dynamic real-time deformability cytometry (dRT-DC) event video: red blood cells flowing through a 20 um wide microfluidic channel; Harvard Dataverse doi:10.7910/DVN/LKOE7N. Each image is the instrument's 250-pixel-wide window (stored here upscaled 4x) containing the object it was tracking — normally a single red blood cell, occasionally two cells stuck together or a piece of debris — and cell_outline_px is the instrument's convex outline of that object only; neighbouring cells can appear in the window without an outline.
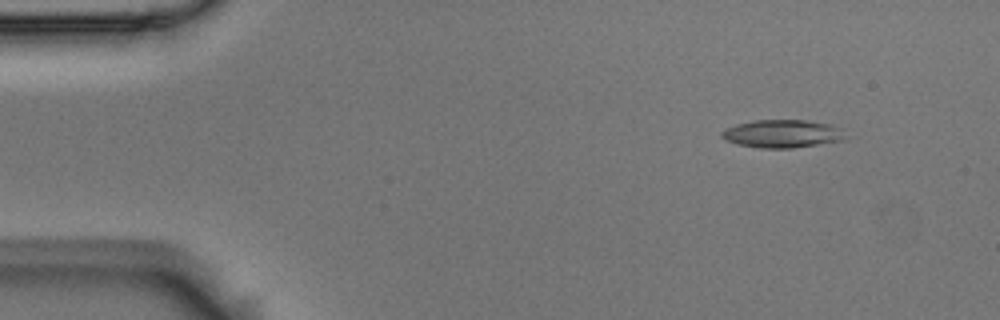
{"species": "Egyptian fruit bat (a non-hibernating species)", "species_latin": "Rousettus aegyptiacus", "temperature_condition": "room temperature", "stored_images_in_passage": 4, "camera_frame_rate_fps": 3000, "um_per_image_px": 0.085, "animal": {"sex": "male"}, "frame": {"image": 1, "passage_image": 2, "time_ms": 0.333, "image_size_px": [1000, 320], "cell_outline_px": [[848, 140], [792, 148], [760, 148], [736, 144], [724, 140], [720, 136], [720, 132], [736, 124], [752, 120], [804, 120], [828, 124], [840, 128], [848, 136]], "centroid_in_image_um": [66.51, 11.37], "position_along_channel_um": 18.5, "area_um2": 20.4}}
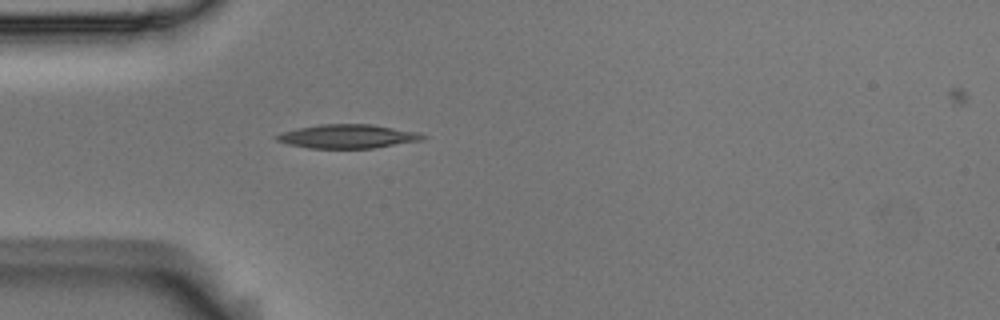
{"frame": {"image": 2, "passage_image": 4, "time_ms": 1.0, "image_size_px": [1000, 320], "cell_outline_px": [[428, 136], [424, 140], [376, 148], [308, 148], [288, 144], [276, 140], [272, 136], [280, 132], [296, 128], [320, 124], [372, 124], [416, 132]], "centroid_in_image_um": [29.53, 11.59], "position_along_channel_um": 55.5, "area_um2": 20.52}}